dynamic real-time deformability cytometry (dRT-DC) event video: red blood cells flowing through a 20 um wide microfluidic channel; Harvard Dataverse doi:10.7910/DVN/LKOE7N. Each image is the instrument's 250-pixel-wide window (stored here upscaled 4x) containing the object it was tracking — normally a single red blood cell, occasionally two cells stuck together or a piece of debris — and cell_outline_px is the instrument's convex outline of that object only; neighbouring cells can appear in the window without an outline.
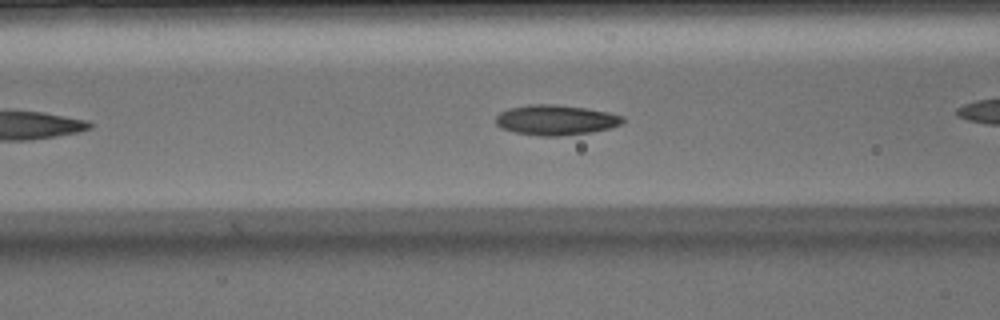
{"species": "Egyptian fruit bat (a non-hibernating species)", "species_latin": "Rousettus aegyptiacus", "temperature_condition": "warm", "stored_images_in_passage": 24, "camera_frame_rate_fps": 3000, "um_per_image_px": 0.085, "animal": {"sex": "male"}, "frame": {"image": 1, "passage_image": 4, "time_ms": 1.0, "image_size_px": [1000, 320], "cell_outline_px": [[624, 120], [620, 124], [612, 128], [592, 132], [560, 136], [540, 136], [516, 132], [500, 128], [496, 124], [496, 116], [500, 112], [508, 108], [528, 104], [552, 104], [588, 108], [608, 112], [624, 116]], "centroid_in_image_um": [47.24, 10.19], "position_along_channel_um": 119.4, "area_um2": 22.48}}